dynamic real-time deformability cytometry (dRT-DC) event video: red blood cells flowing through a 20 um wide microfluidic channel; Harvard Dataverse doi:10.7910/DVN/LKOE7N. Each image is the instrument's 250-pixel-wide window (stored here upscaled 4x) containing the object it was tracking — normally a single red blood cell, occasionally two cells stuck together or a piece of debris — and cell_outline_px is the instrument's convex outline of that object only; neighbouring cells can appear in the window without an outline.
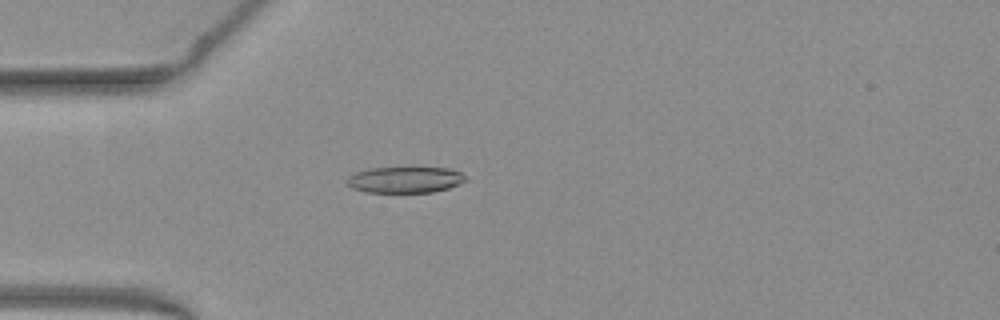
{"species": "common noctule bat (a hibernating species)", "species_latin": "Nyctalus noctula", "temperature_condition": "warm", "stored_images_in_passage": 46, "camera_frame_rate_fps": 3000, "um_per_image_px": 0.085, "animal": {"sex": "female", "body_mass_g": 19.3, "forearm_length_mm": 54.1}, "frame": {"image": 1, "passage_image": 9, "time_ms": 2.667, "image_size_px": [1000, 320], "cell_outline_px": [[468, 180], [448, 188], [432, 192], [364, 192], [352, 188], [344, 180], [348, 176], [356, 172], [372, 168], [448, 168], [460, 172], [468, 176]], "centroid_in_image_um": [34.43, 15.28], "position_along_channel_um": 50.6, "area_um2": 18.09}}
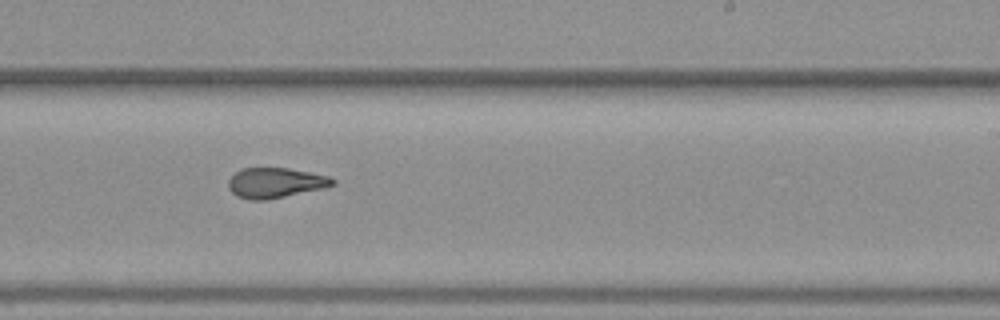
{"frame": {"image": 2, "passage_image": 26, "time_ms": 8.333, "image_size_px": [1000, 320], "cell_outline_px": [[336, 184], [324, 188], [268, 200], [248, 200], [236, 196], [228, 188], [228, 180], [240, 168], [288, 168], [328, 176], [336, 180]], "centroid_in_image_um": [23.39, 15.55], "position_along_channel_um": 265.6, "area_um2": 18.44}}
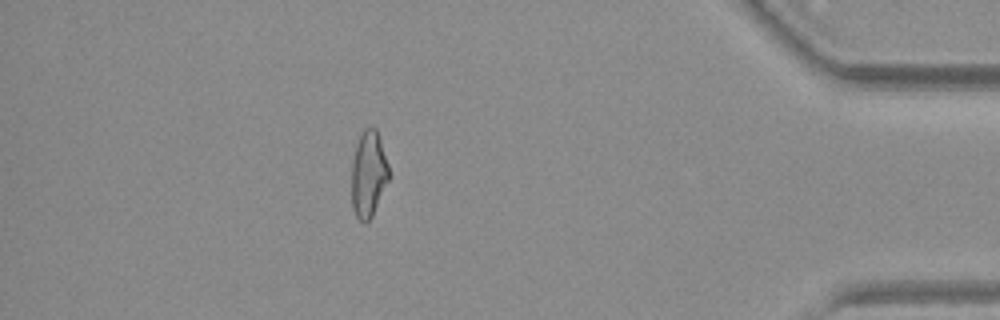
{"frame": {"image": 3, "passage_image": 40, "time_ms": 13.0, "image_size_px": [1000, 320], "cell_outline_px": [[388, 180], [372, 216], [364, 224], [356, 216], [352, 208], [352, 164], [356, 144], [364, 128], [376, 128], [388, 164]], "centroid_in_image_um": [31.3, 14.81], "position_along_channel_um": 403.9, "area_um2": 18.38}, "authors_computed_cell_mechanics": {"area_um2": 18.9873, "velocity_mm_per_s": 3.9873, "shape_relaxation_time_tau1_ms": null, "shape_relaxation_time_tau2_ms": 1.717, "deformation_change_tau1": null, "deformation_change_tau2": 0.0963}}